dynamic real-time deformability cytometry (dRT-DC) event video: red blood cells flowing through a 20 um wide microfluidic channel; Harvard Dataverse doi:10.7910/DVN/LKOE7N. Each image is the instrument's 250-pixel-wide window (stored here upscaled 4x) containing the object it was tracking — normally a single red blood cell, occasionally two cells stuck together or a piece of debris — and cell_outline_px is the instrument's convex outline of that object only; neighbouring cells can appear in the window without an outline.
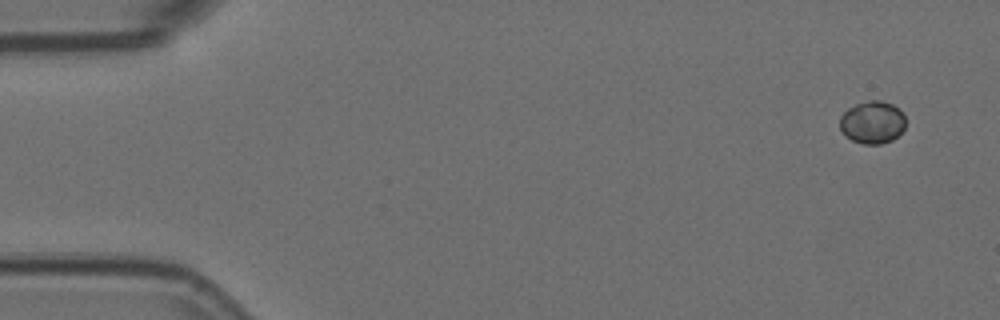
{"species": "Egyptian fruit bat (a non-hibernating species)", "species_latin": "Rousettus aegyptiacus", "temperature_condition": "room temperature", "stored_images_in_passage": 6, "camera_frame_rate_fps": 3000, "um_per_image_px": 0.085, "animal": {"sex": "female"}, "frame": {"image": 1, "passage_image": 1, "time_ms": 0.0, "image_size_px": [1000, 320], "cell_outline_px": [[904, 128], [892, 140], [880, 144], [864, 144], [852, 140], [844, 136], [840, 128], [840, 116], [848, 108], [856, 104], [868, 100], [880, 100], [892, 104], [900, 108], [904, 112]], "centroid_in_image_um": [74.14, 10.38], "position_along_channel_um": 10.9, "area_um2": 16.42}}
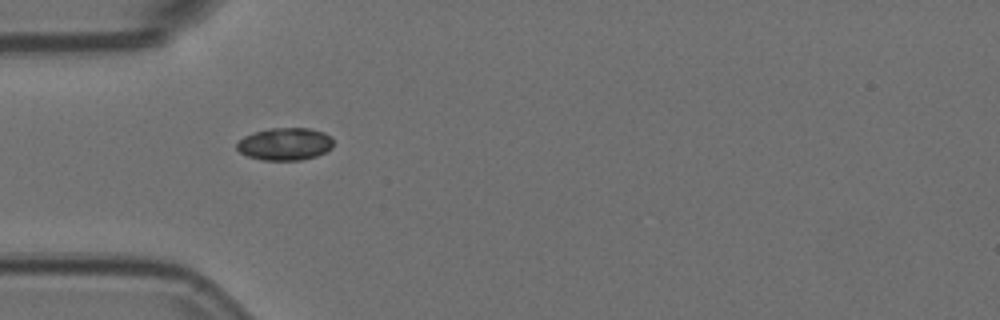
{"frame": {"image": 2, "passage_image": 5, "time_ms": 1.333, "image_size_px": [1000, 320], "cell_outline_px": [[332, 148], [316, 156], [300, 160], [264, 160], [248, 156], [240, 152], [236, 148], [236, 144], [244, 136], [256, 132], [272, 128], [308, 128], [324, 132], [332, 140]], "centroid_in_image_um": [24.21, 12.24], "position_along_channel_um": 60.8, "area_um2": 18.03}}
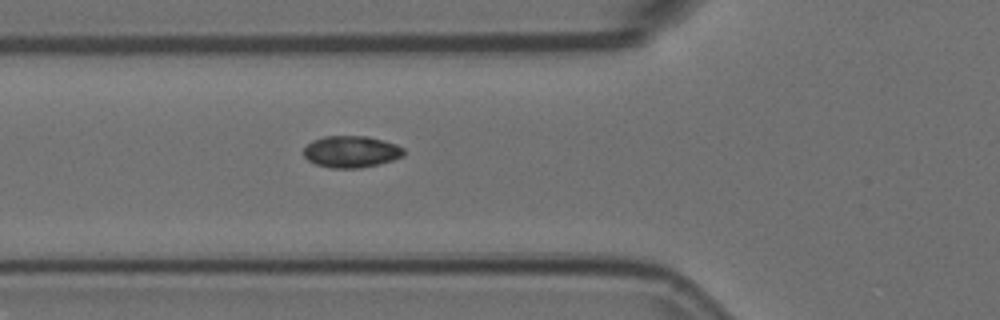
{"frame": {"image": 3, "passage_image": 6, "time_ms": 1.667, "image_size_px": [1000, 320], "cell_outline_px": [[404, 156], [392, 160], [360, 168], [332, 168], [316, 164], [308, 160], [304, 156], [304, 148], [312, 140], [324, 136], [368, 136], [384, 140], [396, 144], [404, 148]], "centroid_in_image_um": [29.86, 12.88], "position_along_channel_um": 95.9, "area_um2": 18.5}}